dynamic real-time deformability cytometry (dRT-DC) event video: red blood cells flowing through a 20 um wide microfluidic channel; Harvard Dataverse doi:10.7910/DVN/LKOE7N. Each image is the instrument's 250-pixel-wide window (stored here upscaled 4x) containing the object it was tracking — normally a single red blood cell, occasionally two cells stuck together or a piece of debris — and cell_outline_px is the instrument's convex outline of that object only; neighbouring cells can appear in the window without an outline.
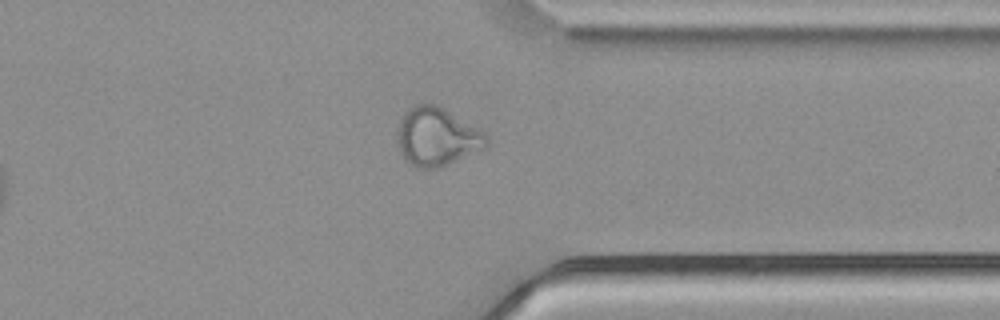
{"species": "common noctule bat (a hibernating species)", "species_latin": "Nyctalus noctula", "temperature_condition": "cold", "stored_images_in_passage": 38, "camera_frame_rate_fps": 3000, "um_per_image_px": 0.085, "animal": {"sex": "male", "body_mass_g": 21.5, "forearm_length_mm": 52.0}, "frame": {"image": 1, "passage_image": 33, "time_ms": 10.667, "image_size_px": [1000, 320], "cell_outline_px": [[488, 148], [448, 164], [436, 168], [416, 168], [408, 164], [404, 160], [396, 144], [396, 132], [400, 120], [404, 112], [408, 108], [416, 104], [436, 104], [444, 108], [484, 132], [488, 136]], "centroid_in_image_um": [37.11, 11.64], "position_along_channel_um": 374.3, "area_um2": 30.81}, "authors_computed_cell_mechanics": {"area_um2": 29.9982, "velocity_mm_per_s": 3.7957, "shape_relaxation_time_tau1_ms": null, "shape_relaxation_time_tau2_ms": 2.4966, "deformation_change_tau1": null, "deformation_change_tau2": 0.0983}}